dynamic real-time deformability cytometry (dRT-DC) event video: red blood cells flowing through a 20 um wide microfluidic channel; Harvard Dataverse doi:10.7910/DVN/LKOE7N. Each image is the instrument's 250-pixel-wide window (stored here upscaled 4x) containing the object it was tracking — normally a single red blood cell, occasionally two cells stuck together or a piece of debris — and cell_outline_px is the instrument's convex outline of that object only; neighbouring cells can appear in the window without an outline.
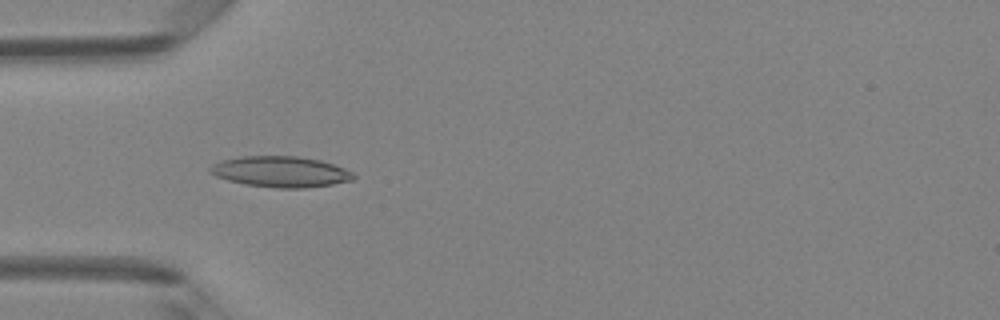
{"species": "Egyptian fruit bat (a non-hibernating species)", "species_latin": "Rousettus aegyptiacus", "temperature_condition": "room temperature", "stored_images_in_passage": 48, "camera_frame_rate_fps": 3000, "um_per_image_px": 0.085, "animal": {"sex": "female"}, "frame": {"image": 1, "passage_image": 15, "time_ms": 4.667, "image_size_px": [1000, 320], "cell_outline_px": [[356, 176], [352, 180], [332, 184], [304, 188], [276, 188], [244, 184], [228, 180], [216, 176], [208, 172], [208, 168], [212, 164], [220, 160], [240, 156], [296, 156], [320, 160], [344, 168], [352, 172]], "centroid_in_image_um": [23.81, 14.59], "position_along_channel_um": 61.2, "area_um2": 25.84}}
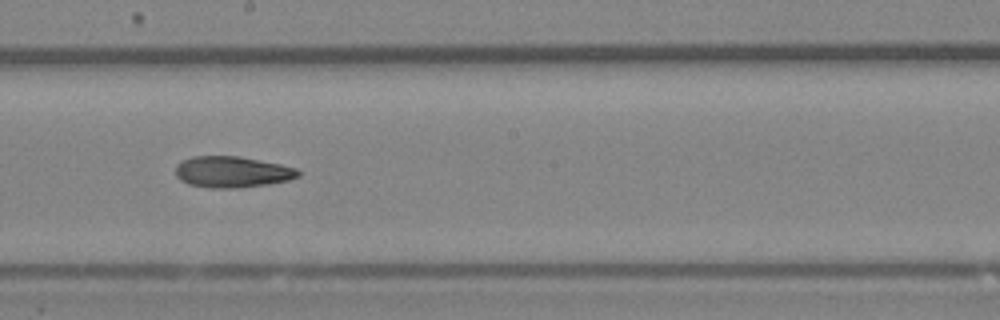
{"frame": {"image": 2, "passage_image": 27, "time_ms": 8.667, "image_size_px": [1000, 320], "cell_outline_px": [[300, 176], [288, 180], [268, 184], [240, 188], [212, 188], [188, 184], [180, 180], [176, 176], [176, 164], [192, 156], [240, 156], [280, 164], [296, 168], [300, 172]], "centroid_in_image_um": [19.73, 14.61], "position_along_channel_um": 228.5, "area_um2": 22.37}}
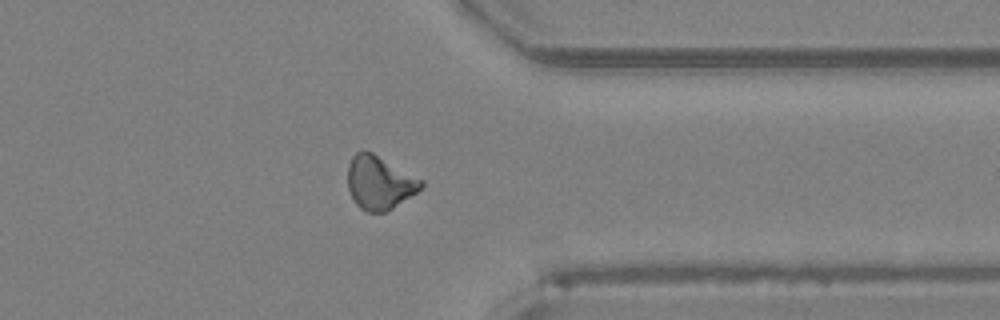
{"frame": {"image": 3, "passage_image": 38, "time_ms": 12.333, "image_size_px": [1000, 320], "cell_outline_px": [[424, 184], [416, 192], [392, 208], [384, 212], [368, 212], [360, 208], [356, 204], [348, 188], [348, 164], [352, 156], [356, 152], [372, 152], [424, 180]], "centroid_in_image_um": [32.25, 15.52], "position_along_channel_um": 379.2, "area_um2": 22.6}}